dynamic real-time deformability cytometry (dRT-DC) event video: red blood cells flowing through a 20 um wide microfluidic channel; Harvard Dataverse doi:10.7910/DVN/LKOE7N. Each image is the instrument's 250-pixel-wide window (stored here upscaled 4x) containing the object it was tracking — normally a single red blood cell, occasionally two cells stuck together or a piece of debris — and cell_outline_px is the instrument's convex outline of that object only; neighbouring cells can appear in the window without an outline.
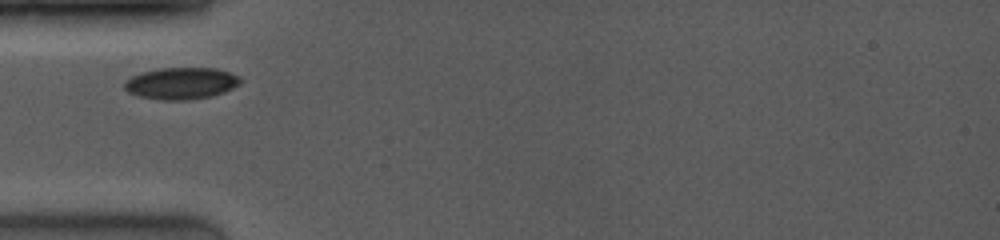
{"species": "common noctule bat (a hibernating species)", "species_latin": "Nyctalus noctula", "temperature_condition": "room temperature", "stored_images_in_passage": 3, "camera_frame_rate_fps": 4000, "um_per_image_px": 0.085, "animal": {"sex": "female", "body_mass_g": 19.0, "forearm_length_mm": 53.3}, "frame": {"image": 1, "passage_image": 1, "time_ms": 0.0, "image_size_px": [1000, 240], "cell_outline_px": [[244, 80], [240, 84], [224, 92], [212, 96], [188, 100], [160, 100], [140, 96], [128, 92], [124, 88], [124, 80], [140, 72], [160, 68], [216, 68], [240, 76]], "centroid_in_image_um": [15.41, 7.08], "position_along_channel_um": 69.6, "area_um2": 21.68}}